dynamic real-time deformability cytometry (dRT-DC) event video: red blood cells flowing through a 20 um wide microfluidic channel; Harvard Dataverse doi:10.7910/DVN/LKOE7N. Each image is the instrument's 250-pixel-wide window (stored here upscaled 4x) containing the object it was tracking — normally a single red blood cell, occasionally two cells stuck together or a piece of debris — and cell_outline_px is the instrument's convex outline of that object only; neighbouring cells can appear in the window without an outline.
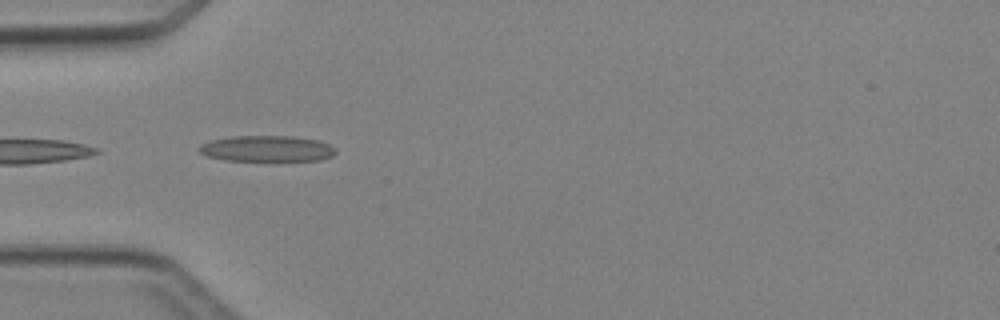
{"species": "Egyptian fruit bat (a non-hibernating species)", "species_latin": "Rousettus aegyptiacus", "temperature_condition": "cold", "stored_images_in_passage": 5, "camera_frame_rate_fps": 3000, "um_per_image_px": 0.085, "animal": {"sex": "female"}, "frame": {"image": 1, "passage_image": 4, "time_ms": 4.333, "image_size_px": [1000, 320], "cell_outline_px": [[336, 152], [332, 156], [320, 160], [224, 160], [208, 156], [200, 152], [196, 148], [200, 144], [212, 140], [232, 136], [292, 136], [320, 140], [336, 148]], "centroid_in_image_um": [22.69, 12.62], "position_along_channel_um": 62.3, "area_um2": 20.63}}
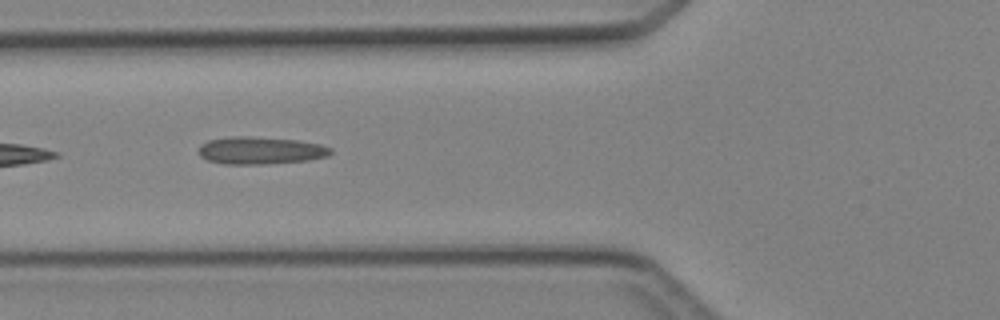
{"frame": {"image": 2, "passage_image": 5, "time_ms": 5.333, "image_size_px": [1000, 320], "cell_outline_px": [[332, 152], [328, 156], [308, 160], [264, 164], [224, 164], [208, 160], [200, 156], [196, 152], [200, 144], [208, 140], [232, 136], [252, 136], [296, 140], [320, 144], [332, 148]], "centroid_in_image_um": [22.1, 12.78], "position_along_channel_um": 103.7, "area_um2": 21.27}}